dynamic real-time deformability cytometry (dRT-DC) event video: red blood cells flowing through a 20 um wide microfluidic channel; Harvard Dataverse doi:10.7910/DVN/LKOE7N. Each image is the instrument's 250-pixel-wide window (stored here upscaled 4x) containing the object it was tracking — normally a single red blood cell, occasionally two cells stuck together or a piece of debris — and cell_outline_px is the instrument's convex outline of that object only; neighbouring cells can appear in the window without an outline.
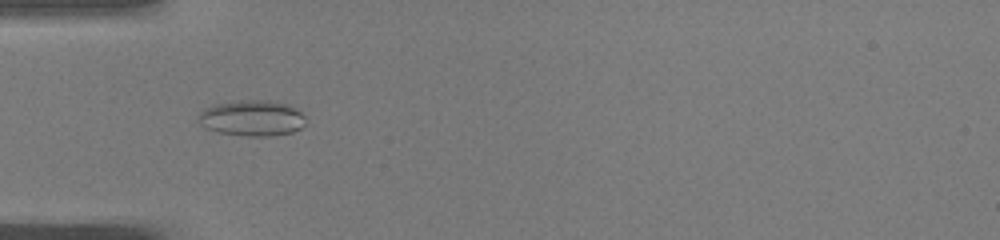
{"species": "common noctule bat (a hibernating species)", "species_latin": "Nyctalus noctula", "temperature_condition": "warm", "stored_images_in_passage": 36, "camera_frame_rate_fps": 3000, "um_per_image_px": 0.085, "animal": {"sex": "male", "body_mass_g": 19.0, "forearm_length_mm": 50.8}, "frame": {"image": 1, "passage_image": 2, "time_ms": 0.333, "image_size_px": [1000, 240], "cell_outline_px": [[304, 124], [300, 128], [292, 132], [268, 136], [248, 136], [220, 132], [208, 128], [200, 124], [196, 116], [204, 108], [216, 104], [236, 100], [268, 100], [292, 104], [304, 116]], "centroid_in_image_um": [21.42, 10.02], "position_along_channel_um": 63.6, "area_um2": 22.43}}
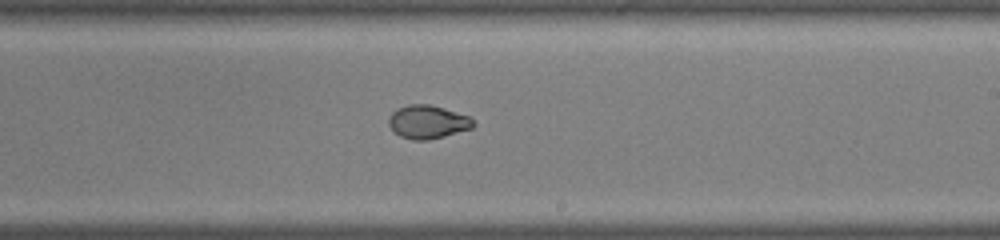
{"frame": {"image": 2, "passage_image": 16, "time_ms": 5.0, "image_size_px": [1000, 240], "cell_outline_px": [[476, 124], [472, 128], [444, 136], [428, 140], [412, 140], [400, 136], [388, 124], [388, 116], [396, 108], [408, 104], [428, 104], [444, 108], [468, 116]], "centroid_in_image_um": [36.33, 10.35], "position_along_channel_um": 252.7, "area_um2": 16.42}}
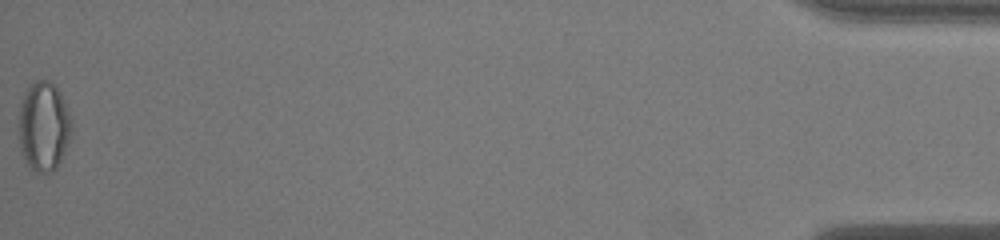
{"frame": {"image": 3, "passage_image": 36, "time_ms": 11.667, "image_size_px": [1000, 240], "cell_outline_px": [[72, 132], [60, 160], [56, 168], [52, 172], [36, 172], [28, 164], [20, 148], [20, 104], [24, 92], [36, 80], [48, 80], [60, 92], [64, 100], [72, 120]], "centroid_in_image_um": [3.73, 10.72], "position_along_channel_um": 431.5, "area_um2": 27.11}}